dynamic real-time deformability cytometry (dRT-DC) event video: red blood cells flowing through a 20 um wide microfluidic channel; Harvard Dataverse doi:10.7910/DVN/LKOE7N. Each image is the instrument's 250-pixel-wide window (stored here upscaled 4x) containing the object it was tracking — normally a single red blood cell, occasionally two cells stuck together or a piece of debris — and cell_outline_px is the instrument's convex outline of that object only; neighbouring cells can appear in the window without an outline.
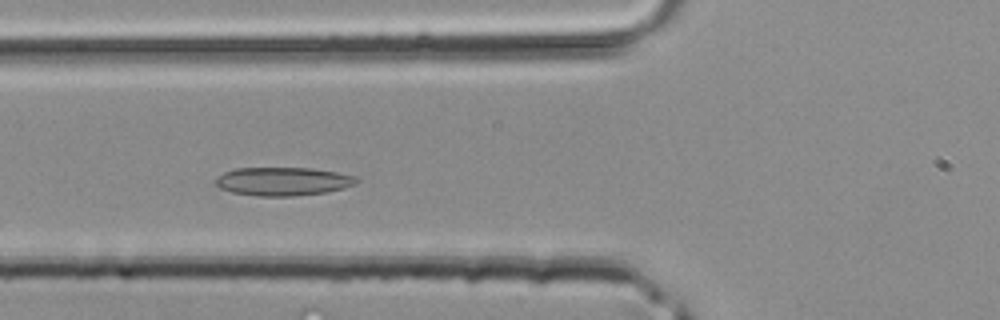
{"species": "common noctule bat (a hibernating species)", "species_latin": "Nyctalus noctula", "temperature_condition": "room temperature", "stored_images_in_passage": 37, "camera_frame_rate_fps": 3000, "um_per_image_px": 0.085, "animal": {"sex": "male", "body_mass_g": 20.4}, "frame": {"image": 1, "passage_image": 11, "time_ms": 3.333, "image_size_px": [1000, 320], "cell_outline_px": [[360, 180], [356, 184], [344, 188], [328, 192], [292, 196], [256, 196], [232, 192], [220, 188], [216, 184], [216, 176], [224, 172], [236, 168], [312, 168], [336, 172], [356, 176]], "centroid_in_image_um": [24.07, 15.42], "position_along_channel_um": 101.7, "area_um2": 23.47}}
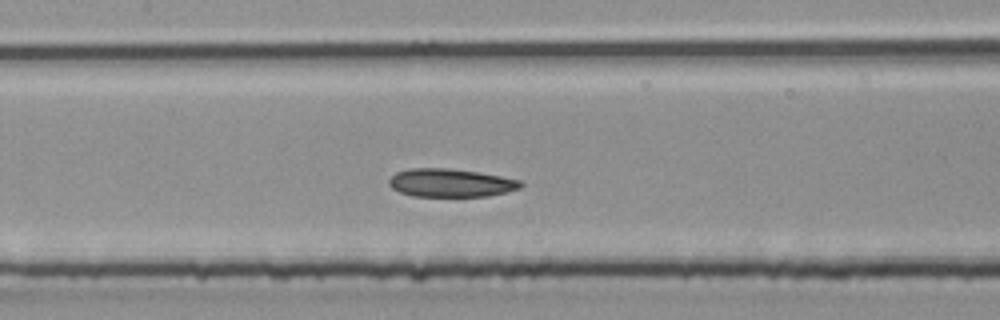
{"frame": {"image": 2, "passage_image": 15, "time_ms": 4.667, "image_size_px": [1000, 320], "cell_outline_px": [[524, 184], [520, 188], [488, 196], [412, 196], [400, 192], [392, 188], [388, 184], [388, 180], [396, 172], [408, 168], [448, 168], [476, 172], [500, 176], [520, 180]], "centroid_in_image_um": [38.27, 15.54], "position_along_channel_um": 169.1, "area_um2": 21.56}}
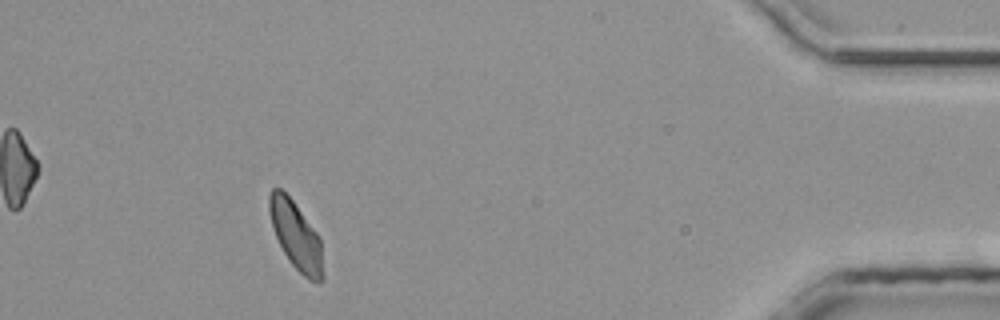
{"frame": {"image": 3, "passage_image": 33, "time_ms": 10.667, "image_size_px": [1000, 320], "cell_outline_px": [[324, 280], [320, 284], [308, 280], [288, 260], [276, 236], [268, 212], [268, 196], [272, 188], [280, 188], [292, 200], [316, 232], [320, 240], [324, 276]], "centroid_in_image_um": [25.16, 20.06], "position_along_channel_um": 410.0, "area_um2": 21.1}}